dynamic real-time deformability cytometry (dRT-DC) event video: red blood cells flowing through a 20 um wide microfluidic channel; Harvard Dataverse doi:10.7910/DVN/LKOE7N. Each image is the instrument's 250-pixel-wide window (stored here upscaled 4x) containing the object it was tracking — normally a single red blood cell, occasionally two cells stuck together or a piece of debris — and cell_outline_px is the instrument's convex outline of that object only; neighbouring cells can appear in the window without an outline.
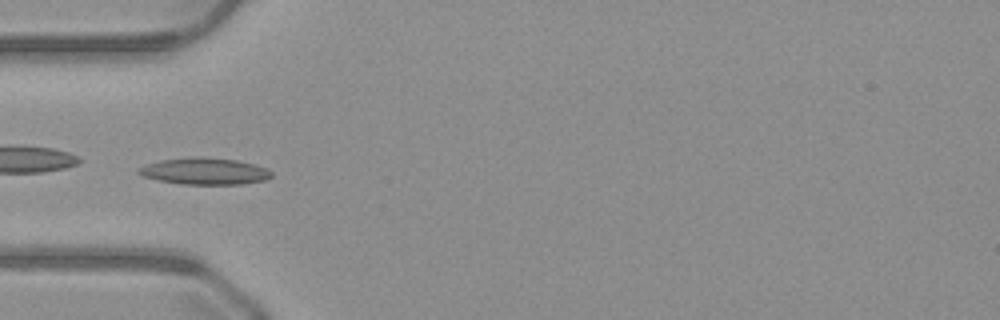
{"species": "common noctule bat (a hibernating species)", "species_latin": "Nyctalus noctula", "temperature_condition": "warm", "stored_images_in_passage": 26, "camera_frame_rate_fps": 3000, "um_per_image_px": 0.085, "animal": {"sex": "male", "body_mass_g": 23.1, "forearm_length_mm": 52.7}, "frame": {"image": 1, "passage_image": 2, "time_ms": 0.333, "image_size_px": [1000, 320], "cell_outline_px": [[268, 176], [256, 180], [224, 184], [200, 184], [168, 180], [152, 176], [172, 160], [228, 160], [244, 164]], "centroid_in_image_um": [17.71, 14.62], "position_along_channel_um": 67.3, "area_um2": 14.85}}
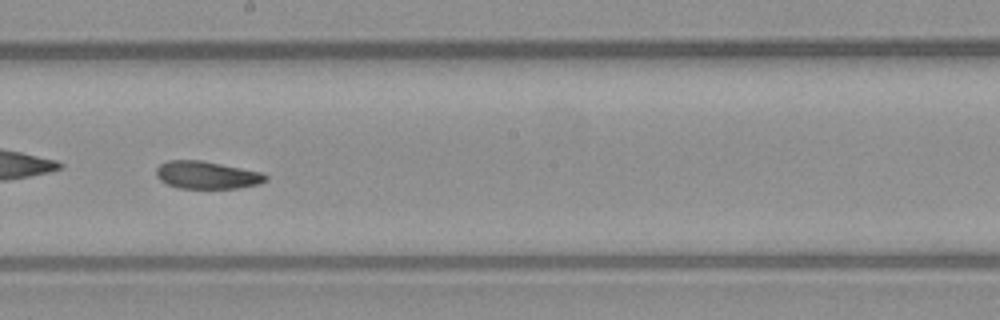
{"frame": {"image": 2, "passage_image": 14, "time_ms": 4.333, "image_size_px": [1000, 320], "cell_outline_px": [[264, 180], [248, 184], [228, 188], [192, 188], [172, 184], [164, 180], [160, 176], [160, 168], [164, 164], [212, 164], [252, 172], [264, 176]], "centroid_in_image_um": [17.61, 14.96], "position_along_channel_um": 230.6, "area_um2": 14.05}}
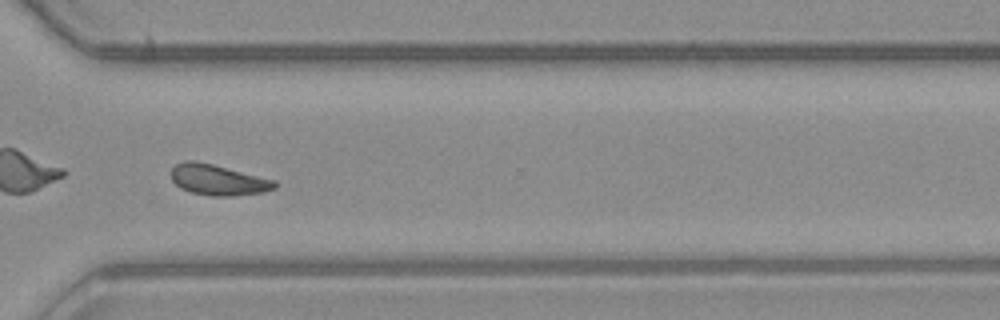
{"frame": {"image": 3, "passage_image": 23, "time_ms": 7.333, "image_size_px": [1000, 320], "cell_outline_px": [[276, 184], [272, 188], [256, 192], [196, 192], [184, 188], [172, 176], [172, 172], [180, 164], [208, 164], [264, 180]], "centroid_in_image_um": [18.45, 15.27], "position_along_channel_um": 352.2, "area_um2": 14.57}, "authors_computed_cell_mechanics": {"area_um2": 14.6523, "velocity_mm_per_s": 4.0549, "shape_relaxation_time_tau1_ms": 2.7552, "shape_relaxation_time_tau2_ms": 11.0727, "deformation_change_tau1": 0.0965, "deformation_change_tau2": 0.1721}}